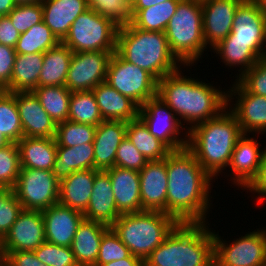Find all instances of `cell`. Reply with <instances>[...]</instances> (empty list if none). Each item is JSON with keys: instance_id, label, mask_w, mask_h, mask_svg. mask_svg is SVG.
I'll list each match as a JSON object with an SVG mask.
<instances>
[{"instance_id": "cell-1", "label": "cell", "mask_w": 266, "mask_h": 266, "mask_svg": "<svg viewBox=\"0 0 266 266\" xmlns=\"http://www.w3.org/2000/svg\"><path fill=\"white\" fill-rule=\"evenodd\" d=\"M166 170L167 214L179 223H208L213 178L187 148L167 155Z\"/></svg>"}, {"instance_id": "cell-2", "label": "cell", "mask_w": 266, "mask_h": 266, "mask_svg": "<svg viewBox=\"0 0 266 266\" xmlns=\"http://www.w3.org/2000/svg\"><path fill=\"white\" fill-rule=\"evenodd\" d=\"M181 69L158 81L157 97L174 111L183 126L185 123L189 126H185L188 131L219 116L228 106V91L219 90L204 80L184 76Z\"/></svg>"}, {"instance_id": "cell-3", "label": "cell", "mask_w": 266, "mask_h": 266, "mask_svg": "<svg viewBox=\"0 0 266 266\" xmlns=\"http://www.w3.org/2000/svg\"><path fill=\"white\" fill-rule=\"evenodd\" d=\"M243 135L236 116L226 108L219 116L188 130L187 149L214 179L228 168L235 145Z\"/></svg>"}, {"instance_id": "cell-4", "label": "cell", "mask_w": 266, "mask_h": 266, "mask_svg": "<svg viewBox=\"0 0 266 266\" xmlns=\"http://www.w3.org/2000/svg\"><path fill=\"white\" fill-rule=\"evenodd\" d=\"M208 223H178L144 266H214V239Z\"/></svg>"}, {"instance_id": "cell-5", "label": "cell", "mask_w": 266, "mask_h": 266, "mask_svg": "<svg viewBox=\"0 0 266 266\" xmlns=\"http://www.w3.org/2000/svg\"><path fill=\"white\" fill-rule=\"evenodd\" d=\"M116 52L157 81L183 66L171 53L165 32L145 31L132 24L118 28Z\"/></svg>"}, {"instance_id": "cell-6", "label": "cell", "mask_w": 266, "mask_h": 266, "mask_svg": "<svg viewBox=\"0 0 266 266\" xmlns=\"http://www.w3.org/2000/svg\"><path fill=\"white\" fill-rule=\"evenodd\" d=\"M179 222L160 211L143 210L121 214L111 226L131 254L144 261Z\"/></svg>"}, {"instance_id": "cell-7", "label": "cell", "mask_w": 266, "mask_h": 266, "mask_svg": "<svg viewBox=\"0 0 266 266\" xmlns=\"http://www.w3.org/2000/svg\"><path fill=\"white\" fill-rule=\"evenodd\" d=\"M165 35L171 53L184 68L197 65L207 49L201 0H181L166 26Z\"/></svg>"}, {"instance_id": "cell-8", "label": "cell", "mask_w": 266, "mask_h": 266, "mask_svg": "<svg viewBox=\"0 0 266 266\" xmlns=\"http://www.w3.org/2000/svg\"><path fill=\"white\" fill-rule=\"evenodd\" d=\"M118 28L89 8L75 19L62 43L73 52H115Z\"/></svg>"}, {"instance_id": "cell-9", "label": "cell", "mask_w": 266, "mask_h": 266, "mask_svg": "<svg viewBox=\"0 0 266 266\" xmlns=\"http://www.w3.org/2000/svg\"><path fill=\"white\" fill-rule=\"evenodd\" d=\"M265 228L246 233L232 243L214 230V266H266Z\"/></svg>"}, {"instance_id": "cell-10", "label": "cell", "mask_w": 266, "mask_h": 266, "mask_svg": "<svg viewBox=\"0 0 266 266\" xmlns=\"http://www.w3.org/2000/svg\"><path fill=\"white\" fill-rule=\"evenodd\" d=\"M106 83L139 107L157 96L158 81L143 68L124 60L116 51L108 64Z\"/></svg>"}, {"instance_id": "cell-11", "label": "cell", "mask_w": 266, "mask_h": 266, "mask_svg": "<svg viewBox=\"0 0 266 266\" xmlns=\"http://www.w3.org/2000/svg\"><path fill=\"white\" fill-rule=\"evenodd\" d=\"M12 190L23 210L43 211L58 203L59 180L49 170L21 168Z\"/></svg>"}, {"instance_id": "cell-12", "label": "cell", "mask_w": 266, "mask_h": 266, "mask_svg": "<svg viewBox=\"0 0 266 266\" xmlns=\"http://www.w3.org/2000/svg\"><path fill=\"white\" fill-rule=\"evenodd\" d=\"M138 118L145 124L149 132L171 151L187 148L188 131L185 130L186 128L174 111L157 96L147 100L139 107ZM181 132L185 136L180 135Z\"/></svg>"}, {"instance_id": "cell-13", "label": "cell", "mask_w": 266, "mask_h": 266, "mask_svg": "<svg viewBox=\"0 0 266 266\" xmlns=\"http://www.w3.org/2000/svg\"><path fill=\"white\" fill-rule=\"evenodd\" d=\"M114 52H73L65 86L71 92L93 90L106 82L107 68Z\"/></svg>"}, {"instance_id": "cell-14", "label": "cell", "mask_w": 266, "mask_h": 266, "mask_svg": "<svg viewBox=\"0 0 266 266\" xmlns=\"http://www.w3.org/2000/svg\"><path fill=\"white\" fill-rule=\"evenodd\" d=\"M233 83L227 89V108L236 116L243 134L266 133V97L249 93L237 80Z\"/></svg>"}, {"instance_id": "cell-15", "label": "cell", "mask_w": 266, "mask_h": 266, "mask_svg": "<svg viewBox=\"0 0 266 266\" xmlns=\"http://www.w3.org/2000/svg\"><path fill=\"white\" fill-rule=\"evenodd\" d=\"M46 241L41 211L22 210L3 238L4 251H34Z\"/></svg>"}, {"instance_id": "cell-16", "label": "cell", "mask_w": 266, "mask_h": 266, "mask_svg": "<svg viewBox=\"0 0 266 266\" xmlns=\"http://www.w3.org/2000/svg\"><path fill=\"white\" fill-rule=\"evenodd\" d=\"M242 1L201 0L203 34L207 47L212 49L230 34L235 12Z\"/></svg>"}, {"instance_id": "cell-17", "label": "cell", "mask_w": 266, "mask_h": 266, "mask_svg": "<svg viewBox=\"0 0 266 266\" xmlns=\"http://www.w3.org/2000/svg\"><path fill=\"white\" fill-rule=\"evenodd\" d=\"M250 134H244L236 143L233 150L229 169L232 171L229 175L234 186L244 190L250 182L256 177L261 160L266 150L260 149L258 140ZM233 176V177H232Z\"/></svg>"}, {"instance_id": "cell-18", "label": "cell", "mask_w": 266, "mask_h": 266, "mask_svg": "<svg viewBox=\"0 0 266 266\" xmlns=\"http://www.w3.org/2000/svg\"><path fill=\"white\" fill-rule=\"evenodd\" d=\"M141 211H160L167 214L168 177L166 158L148 161L139 172Z\"/></svg>"}, {"instance_id": "cell-19", "label": "cell", "mask_w": 266, "mask_h": 266, "mask_svg": "<svg viewBox=\"0 0 266 266\" xmlns=\"http://www.w3.org/2000/svg\"><path fill=\"white\" fill-rule=\"evenodd\" d=\"M15 101L22 123L23 137H55L57 124L44 110L32 91L15 92Z\"/></svg>"}, {"instance_id": "cell-20", "label": "cell", "mask_w": 266, "mask_h": 266, "mask_svg": "<svg viewBox=\"0 0 266 266\" xmlns=\"http://www.w3.org/2000/svg\"><path fill=\"white\" fill-rule=\"evenodd\" d=\"M41 212L44 218L46 241L70 247L79 225L85 219L83 213L60 203Z\"/></svg>"}, {"instance_id": "cell-21", "label": "cell", "mask_w": 266, "mask_h": 266, "mask_svg": "<svg viewBox=\"0 0 266 266\" xmlns=\"http://www.w3.org/2000/svg\"><path fill=\"white\" fill-rule=\"evenodd\" d=\"M221 42L266 43V17L252 0L239 4L232 30Z\"/></svg>"}, {"instance_id": "cell-22", "label": "cell", "mask_w": 266, "mask_h": 266, "mask_svg": "<svg viewBox=\"0 0 266 266\" xmlns=\"http://www.w3.org/2000/svg\"><path fill=\"white\" fill-rule=\"evenodd\" d=\"M127 122L103 120L96 126L94 145V169L105 171L115 166L118 146L126 137Z\"/></svg>"}, {"instance_id": "cell-23", "label": "cell", "mask_w": 266, "mask_h": 266, "mask_svg": "<svg viewBox=\"0 0 266 266\" xmlns=\"http://www.w3.org/2000/svg\"><path fill=\"white\" fill-rule=\"evenodd\" d=\"M111 179L106 171L95 174L93 192L89 205L83 213L86 220L99 222L111 227L121 216L117 210Z\"/></svg>"}, {"instance_id": "cell-24", "label": "cell", "mask_w": 266, "mask_h": 266, "mask_svg": "<svg viewBox=\"0 0 266 266\" xmlns=\"http://www.w3.org/2000/svg\"><path fill=\"white\" fill-rule=\"evenodd\" d=\"M111 179L117 210L121 214L141 211L140 176L136 170L114 166L105 170Z\"/></svg>"}, {"instance_id": "cell-25", "label": "cell", "mask_w": 266, "mask_h": 266, "mask_svg": "<svg viewBox=\"0 0 266 266\" xmlns=\"http://www.w3.org/2000/svg\"><path fill=\"white\" fill-rule=\"evenodd\" d=\"M43 22L62 42L75 19L89 9L87 0H43Z\"/></svg>"}, {"instance_id": "cell-26", "label": "cell", "mask_w": 266, "mask_h": 266, "mask_svg": "<svg viewBox=\"0 0 266 266\" xmlns=\"http://www.w3.org/2000/svg\"><path fill=\"white\" fill-rule=\"evenodd\" d=\"M98 171L79 170L60 180L58 203L84 213L89 205L95 174Z\"/></svg>"}, {"instance_id": "cell-27", "label": "cell", "mask_w": 266, "mask_h": 266, "mask_svg": "<svg viewBox=\"0 0 266 266\" xmlns=\"http://www.w3.org/2000/svg\"><path fill=\"white\" fill-rule=\"evenodd\" d=\"M92 91L103 120L129 122L138 118L139 106L106 82L97 84Z\"/></svg>"}, {"instance_id": "cell-28", "label": "cell", "mask_w": 266, "mask_h": 266, "mask_svg": "<svg viewBox=\"0 0 266 266\" xmlns=\"http://www.w3.org/2000/svg\"><path fill=\"white\" fill-rule=\"evenodd\" d=\"M109 228L91 220L81 222L70 246L79 266H93L96 263L103 234Z\"/></svg>"}, {"instance_id": "cell-29", "label": "cell", "mask_w": 266, "mask_h": 266, "mask_svg": "<svg viewBox=\"0 0 266 266\" xmlns=\"http://www.w3.org/2000/svg\"><path fill=\"white\" fill-rule=\"evenodd\" d=\"M210 51L220 56L225 66H238V79L259 59L266 58V43L219 42Z\"/></svg>"}, {"instance_id": "cell-30", "label": "cell", "mask_w": 266, "mask_h": 266, "mask_svg": "<svg viewBox=\"0 0 266 266\" xmlns=\"http://www.w3.org/2000/svg\"><path fill=\"white\" fill-rule=\"evenodd\" d=\"M17 145L21 168L53 170L57 155L54 138L23 137Z\"/></svg>"}, {"instance_id": "cell-31", "label": "cell", "mask_w": 266, "mask_h": 266, "mask_svg": "<svg viewBox=\"0 0 266 266\" xmlns=\"http://www.w3.org/2000/svg\"><path fill=\"white\" fill-rule=\"evenodd\" d=\"M86 169H94L93 143H85L74 147L57 145V155L52 172L59 181L75 171Z\"/></svg>"}, {"instance_id": "cell-32", "label": "cell", "mask_w": 266, "mask_h": 266, "mask_svg": "<svg viewBox=\"0 0 266 266\" xmlns=\"http://www.w3.org/2000/svg\"><path fill=\"white\" fill-rule=\"evenodd\" d=\"M44 53L17 54L8 92H30L38 87Z\"/></svg>"}, {"instance_id": "cell-33", "label": "cell", "mask_w": 266, "mask_h": 266, "mask_svg": "<svg viewBox=\"0 0 266 266\" xmlns=\"http://www.w3.org/2000/svg\"><path fill=\"white\" fill-rule=\"evenodd\" d=\"M73 51L60 42L43 56L38 87L65 85Z\"/></svg>"}, {"instance_id": "cell-34", "label": "cell", "mask_w": 266, "mask_h": 266, "mask_svg": "<svg viewBox=\"0 0 266 266\" xmlns=\"http://www.w3.org/2000/svg\"><path fill=\"white\" fill-rule=\"evenodd\" d=\"M126 136L148 161L164 159L171 152L163 142L149 132L139 118L127 122Z\"/></svg>"}, {"instance_id": "cell-35", "label": "cell", "mask_w": 266, "mask_h": 266, "mask_svg": "<svg viewBox=\"0 0 266 266\" xmlns=\"http://www.w3.org/2000/svg\"><path fill=\"white\" fill-rule=\"evenodd\" d=\"M181 0H167L145 9H132V25L145 31L165 32L171 17Z\"/></svg>"}, {"instance_id": "cell-36", "label": "cell", "mask_w": 266, "mask_h": 266, "mask_svg": "<svg viewBox=\"0 0 266 266\" xmlns=\"http://www.w3.org/2000/svg\"><path fill=\"white\" fill-rule=\"evenodd\" d=\"M32 92L55 124L68 120L71 91L65 85L37 87Z\"/></svg>"}, {"instance_id": "cell-37", "label": "cell", "mask_w": 266, "mask_h": 266, "mask_svg": "<svg viewBox=\"0 0 266 266\" xmlns=\"http://www.w3.org/2000/svg\"><path fill=\"white\" fill-rule=\"evenodd\" d=\"M59 43L50 28L42 21L20 34L14 49L17 54L45 53Z\"/></svg>"}, {"instance_id": "cell-38", "label": "cell", "mask_w": 266, "mask_h": 266, "mask_svg": "<svg viewBox=\"0 0 266 266\" xmlns=\"http://www.w3.org/2000/svg\"><path fill=\"white\" fill-rule=\"evenodd\" d=\"M68 121L92 126L103 121L92 90L71 92Z\"/></svg>"}, {"instance_id": "cell-39", "label": "cell", "mask_w": 266, "mask_h": 266, "mask_svg": "<svg viewBox=\"0 0 266 266\" xmlns=\"http://www.w3.org/2000/svg\"><path fill=\"white\" fill-rule=\"evenodd\" d=\"M0 132L13 143H17L23 138L15 93L5 90H0Z\"/></svg>"}, {"instance_id": "cell-40", "label": "cell", "mask_w": 266, "mask_h": 266, "mask_svg": "<svg viewBox=\"0 0 266 266\" xmlns=\"http://www.w3.org/2000/svg\"><path fill=\"white\" fill-rule=\"evenodd\" d=\"M96 126L64 121L57 124L55 141L59 146L74 147L85 143H93Z\"/></svg>"}, {"instance_id": "cell-41", "label": "cell", "mask_w": 266, "mask_h": 266, "mask_svg": "<svg viewBox=\"0 0 266 266\" xmlns=\"http://www.w3.org/2000/svg\"><path fill=\"white\" fill-rule=\"evenodd\" d=\"M90 9L109 18L117 27L132 23L131 0H87Z\"/></svg>"}, {"instance_id": "cell-42", "label": "cell", "mask_w": 266, "mask_h": 266, "mask_svg": "<svg viewBox=\"0 0 266 266\" xmlns=\"http://www.w3.org/2000/svg\"><path fill=\"white\" fill-rule=\"evenodd\" d=\"M21 170L19 148L17 143L0 147V187L13 189Z\"/></svg>"}, {"instance_id": "cell-43", "label": "cell", "mask_w": 266, "mask_h": 266, "mask_svg": "<svg viewBox=\"0 0 266 266\" xmlns=\"http://www.w3.org/2000/svg\"><path fill=\"white\" fill-rule=\"evenodd\" d=\"M132 254L128 247L120 240L110 227L104 234L100 243L99 254L93 266H101L111 261L130 257Z\"/></svg>"}, {"instance_id": "cell-44", "label": "cell", "mask_w": 266, "mask_h": 266, "mask_svg": "<svg viewBox=\"0 0 266 266\" xmlns=\"http://www.w3.org/2000/svg\"><path fill=\"white\" fill-rule=\"evenodd\" d=\"M36 257L47 266H79L70 247L45 241L36 250Z\"/></svg>"}, {"instance_id": "cell-45", "label": "cell", "mask_w": 266, "mask_h": 266, "mask_svg": "<svg viewBox=\"0 0 266 266\" xmlns=\"http://www.w3.org/2000/svg\"><path fill=\"white\" fill-rule=\"evenodd\" d=\"M19 34L43 21L42 3L18 4L7 15Z\"/></svg>"}, {"instance_id": "cell-46", "label": "cell", "mask_w": 266, "mask_h": 266, "mask_svg": "<svg viewBox=\"0 0 266 266\" xmlns=\"http://www.w3.org/2000/svg\"><path fill=\"white\" fill-rule=\"evenodd\" d=\"M22 204L12 189L0 192V237L4 238L22 212Z\"/></svg>"}, {"instance_id": "cell-47", "label": "cell", "mask_w": 266, "mask_h": 266, "mask_svg": "<svg viewBox=\"0 0 266 266\" xmlns=\"http://www.w3.org/2000/svg\"><path fill=\"white\" fill-rule=\"evenodd\" d=\"M249 93L266 97V58L259 59L236 79Z\"/></svg>"}, {"instance_id": "cell-48", "label": "cell", "mask_w": 266, "mask_h": 266, "mask_svg": "<svg viewBox=\"0 0 266 266\" xmlns=\"http://www.w3.org/2000/svg\"><path fill=\"white\" fill-rule=\"evenodd\" d=\"M147 162L145 156L136 149L126 136L116 151L115 166L140 172Z\"/></svg>"}, {"instance_id": "cell-49", "label": "cell", "mask_w": 266, "mask_h": 266, "mask_svg": "<svg viewBox=\"0 0 266 266\" xmlns=\"http://www.w3.org/2000/svg\"><path fill=\"white\" fill-rule=\"evenodd\" d=\"M16 55L14 48L0 44V90L8 91Z\"/></svg>"}, {"instance_id": "cell-50", "label": "cell", "mask_w": 266, "mask_h": 266, "mask_svg": "<svg viewBox=\"0 0 266 266\" xmlns=\"http://www.w3.org/2000/svg\"><path fill=\"white\" fill-rule=\"evenodd\" d=\"M249 190L252 194L256 193V205L261 206V204L266 202V150L261 160V165L259 167L256 177L250 182V184L244 189Z\"/></svg>"}, {"instance_id": "cell-51", "label": "cell", "mask_w": 266, "mask_h": 266, "mask_svg": "<svg viewBox=\"0 0 266 266\" xmlns=\"http://www.w3.org/2000/svg\"><path fill=\"white\" fill-rule=\"evenodd\" d=\"M5 266H47L35 255L34 251H4Z\"/></svg>"}, {"instance_id": "cell-52", "label": "cell", "mask_w": 266, "mask_h": 266, "mask_svg": "<svg viewBox=\"0 0 266 266\" xmlns=\"http://www.w3.org/2000/svg\"><path fill=\"white\" fill-rule=\"evenodd\" d=\"M19 32L13 26L8 16H0V44L14 48L18 39Z\"/></svg>"}, {"instance_id": "cell-53", "label": "cell", "mask_w": 266, "mask_h": 266, "mask_svg": "<svg viewBox=\"0 0 266 266\" xmlns=\"http://www.w3.org/2000/svg\"><path fill=\"white\" fill-rule=\"evenodd\" d=\"M101 266H144V263L140 258L131 255L130 257L124 259L115 260L106 264H102Z\"/></svg>"}, {"instance_id": "cell-54", "label": "cell", "mask_w": 266, "mask_h": 266, "mask_svg": "<svg viewBox=\"0 0 266 266\" xmlns=\"http://www.w3.org/2000/svg\"><path fill=\"white\" fill-rule=\"evenodd\" d=\"M167 0H133L132 9H145L155 4L164 3Z\"/></svg>"}, {"instance_id": "cell-55", "label": "cell", "mask_w": 266, "mask_h": 266, "mask_svg": "<svg viewBox=\"0 0 266 266\" xmlns=\"http://www.w3.org/2000/svg\"><path fill=\"white\" fill-rule=\"evenodd\" d=\"M16 5L15 0H0V16H7Z\"/></svg>"}, {"instance_id": "cell-56", "label": "cell", "mask_w": 266, "mask_h": 266, "mask_svg": "<svg viewBox=\"0 0 266 266\" xmlns=\"http://www.w3.org/2000/svg\"><path fill=\"white\" fill-rule=\"evenodd\" d=\"M257 6L260 12L266 17V0H252Z\"/></svg>"}, {"instance_id": "cell-57", "label": "cell", "mask_w": 266, "mask_h": 266, "mask_svg": "<svg viewBox=\"0 0 266 266\" xmlns=\"http://www.w3.org/2000/svg\"><path fill=\"white\" fill-rule=\"evenodd\" d=\"M5 252L3 248V238L0 237V266H5Z\"/></svg>"}, {"instance_id": "cell-58", "label": "cell", "mask_w": 266, "mask_h": 266, "mask_svg": "<svg viewBox=\"0 0 266 266\" xmlns=\"http://www.w3.org/2000/svg\"><path fill=\"white\" fill-rule=\"evenodd\" d=\"M43 0H15L16 4L42 3Z\"/></svg>"}, {"instance_id": "cell-59", "label": "cell", "mask_w": 266, "mask_h": 266, "mask_svg": "<svg viewBox=\"0 0 266 266\" xmlns=\"http://www.w3.org/2000/svg\"><path fill=\"white\" fill-rule=\"evenodd\" d=\"M9 143L11 142L0 132V147H3Z\"/></svg>"}]
</instances>
